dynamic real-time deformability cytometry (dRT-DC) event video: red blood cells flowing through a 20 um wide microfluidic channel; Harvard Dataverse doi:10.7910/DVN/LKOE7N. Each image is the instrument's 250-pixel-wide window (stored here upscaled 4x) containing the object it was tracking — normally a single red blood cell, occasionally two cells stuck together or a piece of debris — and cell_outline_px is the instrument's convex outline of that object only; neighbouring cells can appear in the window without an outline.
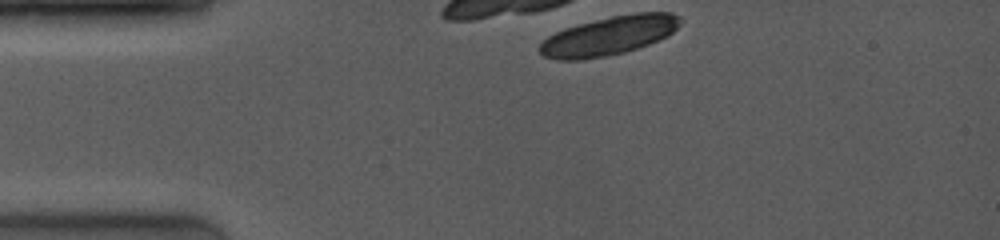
{"species": "common noctule bat (a hibernating species)", "species_latin": "Nyctalus noctula", "temperature_condition": "room temperature", "stored_images_in_passage": 2, "camera_frame_rate_fps": 4000, "um_per_image_px": 0.085, "animal": {"sex": "female", "body_mass_g": 19.0, "forearm_length_mm": 53.3}, "frame": {"image": 1, "passage_image": 1, "time_ms": 0.0, "image_size_px": [1000, 240], "cell_outline_px": [[684, 20], [668, 36], [648, 44], [624, 52], [604, 56], [580, 60], [556, 60], [544, 56], [536, 48], [548, 36], [556, 32], [580, 24], [612, 16], [636, 12], [672, 12], [680, 16]], "centroid_in_image_um": [51.79, 3.03], "position_along_channel_um": 33.2, "area_um2": 31.67}}